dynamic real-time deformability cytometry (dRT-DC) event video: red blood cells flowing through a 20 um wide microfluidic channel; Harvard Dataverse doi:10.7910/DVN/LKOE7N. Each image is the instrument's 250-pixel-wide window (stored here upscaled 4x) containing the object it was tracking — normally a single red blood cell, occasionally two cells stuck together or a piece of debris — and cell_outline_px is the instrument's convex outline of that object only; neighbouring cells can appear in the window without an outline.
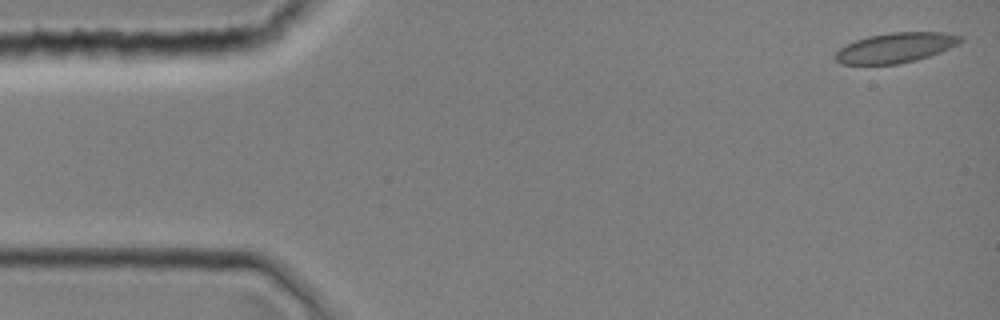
{"species": "common noctule bat (a hibernating species)", "species_latin": "Nyctalus noctula", "temperature_condition": "room temperature", "stored_images_in_passage": 9, "camera_frame_rate_fps": 3000, "um_per_image_px": 0.085, "animal": {"sex": "female", "body_mass_g": 19.0, "forearm_length_mm": 51.5}, "frame": {"image": 1, "passage_image": 1, "time_ms": 0.0, "image_size_px": [1000, 320], "cell_outline_px": [[964, 40], [960, 44], [940, 52], [916, 60], [896, 64], [840, 64], [836, 60], [836, 52], [840, 48], [856, 40], [868, 36], [892, 32], [944, 32], [964, 36]], "centroid_in_image_um": [76.19, 4.04], "position_along_channel_um": 8.8, "area_um2": 21.85}}
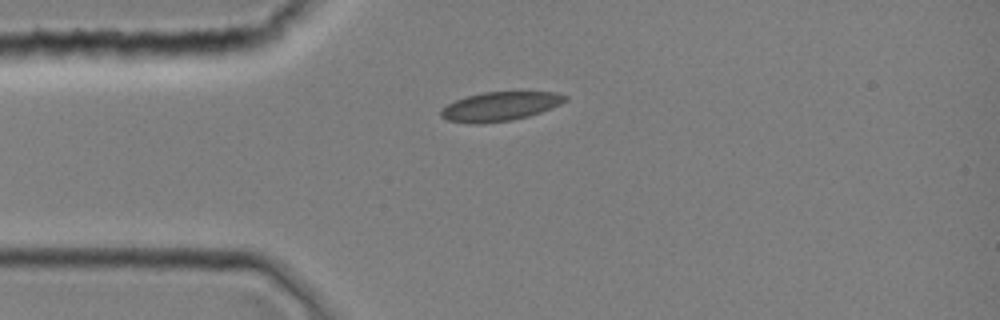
{"frame": {"image": 2, "passage_image": 9, "time_ms": 2.667, "image_size_px": [1000, 320], "cell_outline_px": [[568, 100], [560, 104], [540, 112], [528, 116], [512, 120], [480, 124], [476, 124], [448, 120], [440, 116], [440, 112], [448, 104], [456, 100], [468, 96], [484, 92], [556, 92], [568, 96]], "centroid_in_image_um": [42.53, 9.04], "position_along_channel_um": 42.5, "area_um2": 20.81}}